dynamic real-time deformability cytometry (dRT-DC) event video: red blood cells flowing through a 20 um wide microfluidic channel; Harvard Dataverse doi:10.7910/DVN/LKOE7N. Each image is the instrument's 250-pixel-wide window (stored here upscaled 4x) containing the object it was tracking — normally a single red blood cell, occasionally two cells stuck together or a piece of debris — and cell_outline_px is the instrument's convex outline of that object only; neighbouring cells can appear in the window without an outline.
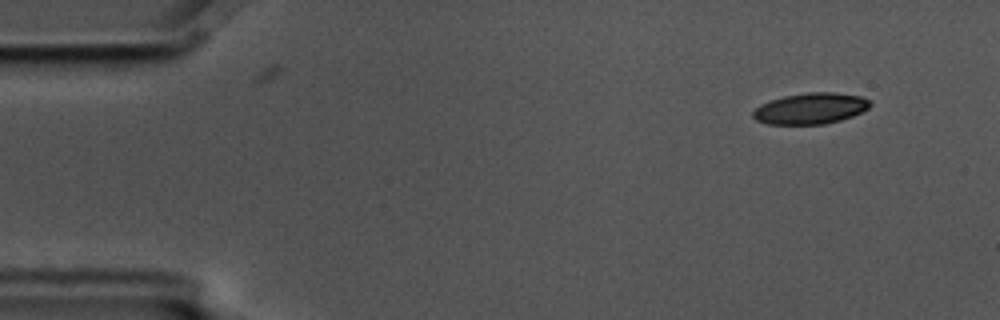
{"species": "common noctule bat (a hibernating species)", "species_latin": "Nyctalus noctula", "temperature_condition": "cold", "stored_images_in_passage": 5, "camera_frame_rate_fps": 3000, "um_per_image_px": 0.085, "animal": {"sex": "male", "body_mass_g": 17.5, "forearm_length_mm": 52.3}, "frame": {"image": 1, "passage_image": 2, "time_ms": 0.333, "image_size_px": [1000, 320], "cell_outline_px": [[872, 104], [868, 108], [852, 116], [840, 120], [824, 124], [768, 124], [756, 120], [752, 116], [752, 112], [760, 104], [784, 96], [808, 92], [832, 92], [860, 96], [868, 100]], "centroid_in_image_um": [68.88, 9.22], "position_along_channel_um": 16.1, "area_um2": 21.04}}
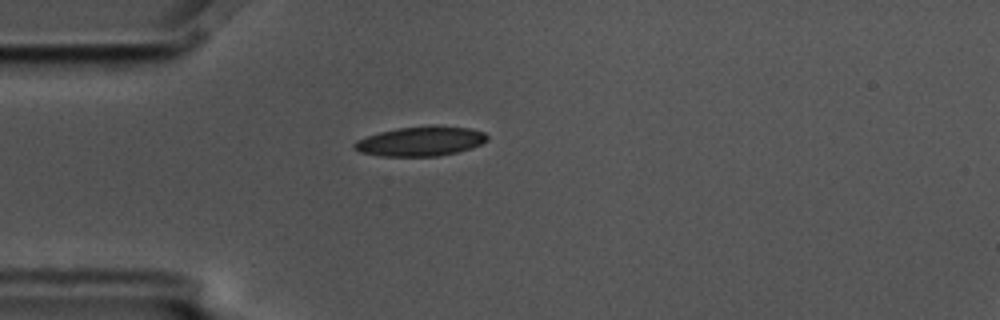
{"frame": {"image": 2, "passage_image": 5, "time_ms": 1.333, "image_size_px": [1000, 320], "cell_outline_px": [[488, 140], [472, 148], [456, 152], [436, 156], [380, 156], [360, 152], [352, 148], [352, 144], [356, 140], [364, 136], [380, 132], [400, 128], [432, 124], [436, 124], [468, 128], [484, 132], [488, 136]], "centroid_in_image_um": [35.73, 11.99], "position_along_channel_um": 49.3, "area_um2": 23.18}}